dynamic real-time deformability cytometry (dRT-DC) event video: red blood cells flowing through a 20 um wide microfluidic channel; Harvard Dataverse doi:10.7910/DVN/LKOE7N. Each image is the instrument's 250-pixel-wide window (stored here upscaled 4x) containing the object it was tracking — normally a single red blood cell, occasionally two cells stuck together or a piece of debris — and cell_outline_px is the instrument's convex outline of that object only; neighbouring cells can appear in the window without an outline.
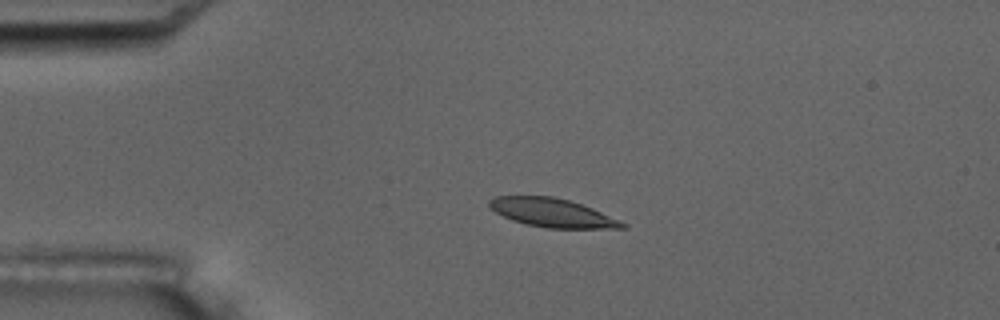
{"species": "common noctule bat (a hibernating species)", "species_latin": "Nyctalus noctula", "temperature_condition": "room temperature", "stored_images_in_passage": 5, "camera_frame_rate_fps": 3000, "um_per_image_px": 0.085, "animal": {"sex": "male", "body_mass_g": 17.5, "forearm_length_mm": 52.3}, "frame": {"image": 1, "passage_image": 4, "time_ms": 3.333, "image_size_px": [1000, 320], "cell_outline_px": [[628, 228], [544, 228], [524, 224], [512, 220], [488, 208], [488, 200], [496, 196], [552, 196], [568, 200], [592, 208], [628, 224]], "centroid_in_image_um": [46.91, 18.09], "position_along_channel_um": 38.1, "area_um2": 22.2}}